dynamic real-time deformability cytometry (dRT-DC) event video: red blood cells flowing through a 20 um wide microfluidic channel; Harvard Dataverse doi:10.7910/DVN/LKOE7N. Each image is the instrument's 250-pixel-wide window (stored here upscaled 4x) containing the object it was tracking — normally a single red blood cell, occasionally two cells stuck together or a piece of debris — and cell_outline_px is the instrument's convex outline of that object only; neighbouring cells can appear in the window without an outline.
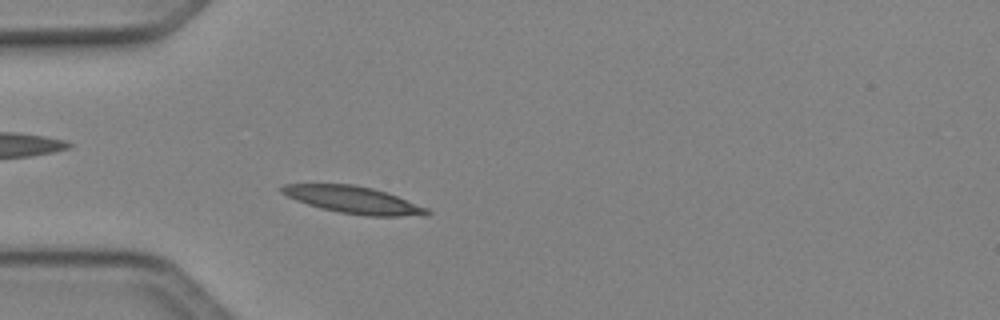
{"species": "Egyptian fruit bat (a non-hibernating species)", "species_latin": "Rousettus aegyptiacus", "temperature_condition": "cold", "stored_images_in_passage": 46, "camera_frame_rate_fps": 3000, "um_per_image_px": 0.085, "animal": {"sex": "female"}, "frame": {"image": 1, "passage_image": 11, "time_ms": 3.333, "image_size_px": [1000, 320], "cell_outline_px": [[432, 212], [428, 216], [368, 216], [340, 212], [320, 208], [296, 200], [280, 192], [280, 188], [284, 184], [356, 184], [372, 188], [396, 196], [428, 208]], "centroid_in_image_um": [30.06, 16.99], "position_along_channel_um": 54.9, "area_um2": 22.83}}
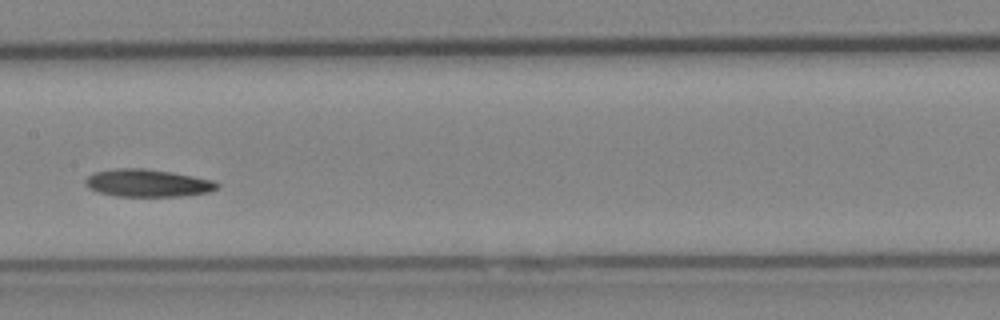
{"frame": {"image": 2, "passage_image": 22, "time_ms": 7.0, "image_size_px": [1000, 320], "cell_outline_px": [[220, 188], [208, 192], [180, 196], [116, 196], [100, 192], [88, 188], [84, 180], [88, 176], [96, 172], [116, 168], [144, 168], [172, 172], [216, 180], [220, 184]], "centroid_in_image_um": [12.6, 15.55], "position_along_channel_um": 194.8, "area_um2": 21.21}}
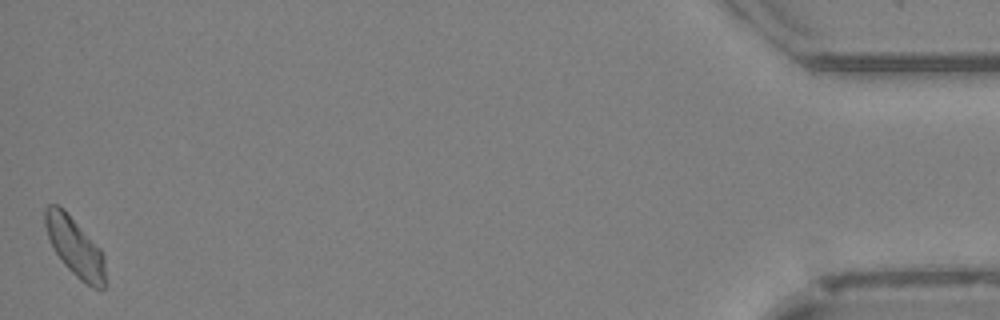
{"frame": {"image": 3, "passage_image": 46, "time_ms": 15.0, "image_size_px": [1000, 320], "cell_outline_px": [[104, 288], [100, 292], [92, 288], [80, 280], [64, 264], [56, 252], [48, 236], [44, 224], [44, 208], [48, 204], [56, 204], [64, 208], [100, 248], [104, 256]], "centroid_in_image_um": [6.37, 20.97], "position_along_channel_um": 428.8, "area_um2": 20.63}, "authors_computed_cell_mechanics": {"area_um2": 20.8947, "velocity_mm_per_s": 4.0495, "shape_relaxation_time_tau1_ms": 7.2383, "shape_relaxation_time_tau2_ms": null, "deformation_change_tau1": 0.1618, "deformation_change_tau2": null}}